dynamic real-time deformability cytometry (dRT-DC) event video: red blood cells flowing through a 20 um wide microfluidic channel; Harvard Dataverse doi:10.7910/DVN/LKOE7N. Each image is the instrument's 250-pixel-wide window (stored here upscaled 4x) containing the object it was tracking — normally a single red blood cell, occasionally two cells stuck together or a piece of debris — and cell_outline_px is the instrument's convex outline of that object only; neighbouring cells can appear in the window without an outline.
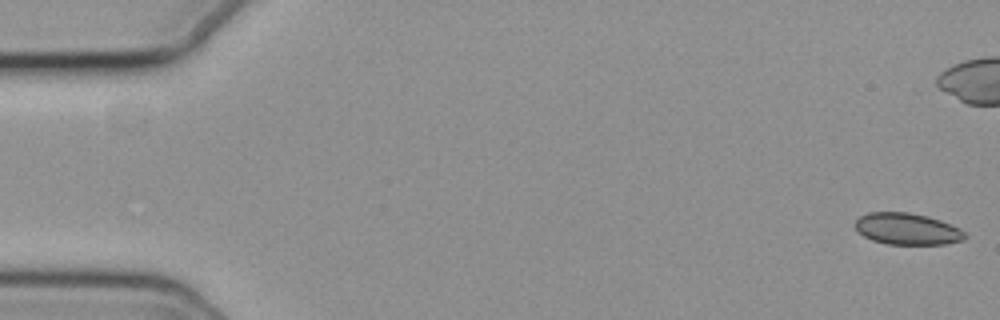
{"species": "common noctule bat (a hibernating species)", "species_latin": "Nyctalus noctula", "temperature_condition": "cold", "stored_images_in_passage": 50, "camera_frame_rate_fps": 3000, "um_per_image_px": 0.085, "animal": {"sex": "female", "body_mass_g": 19.3, "forearm_length_mm": 54.1}, "frame": {"image": 1, "passage_image": 1, "time_ms": 0.0, "image_size_px": [1000, 320], "cell_outline_px": [[968, 236], [964, 240], [944, 244], [888, 244], [872, 240], [864, 236], [856, 228], [856, 220], [860, 216], [868, 212], [908, 212], [928, 216], [940, 220], [960, 228]], "centroid_in_image_um": [77.14, 19.45], "position_along_channel_um": 7.9, "area_um2": 20.17}}
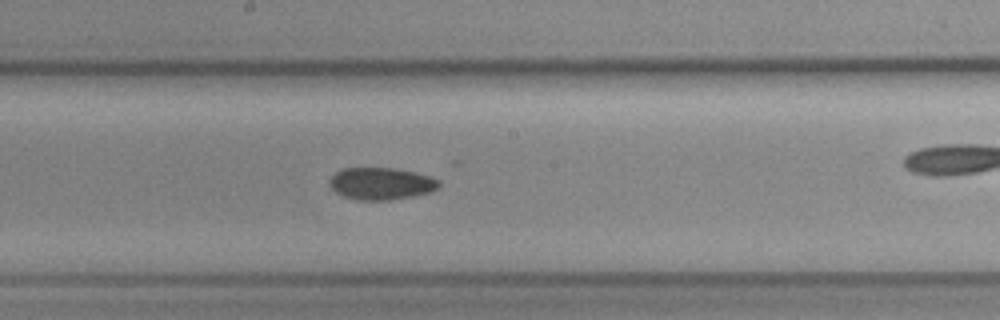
{"frame": {"image": 2, "passage_image": 30, "time_ms": 9.667, "image_size_px": [1000, 320], "cell_outline_px": [[440, 188], [432, 192], [412, 196], [388, 200], [356, 200], [344, 196], [336, 192], [328, 184], [328, 180], [336, 172], [344, 168], [392, 168], [412, 172], [428, 176], [440, 180]], "centroid_in_image_um": [32.4, 15.61], "position_along_channel_um": 215.8, "area_um2": 20.46}}
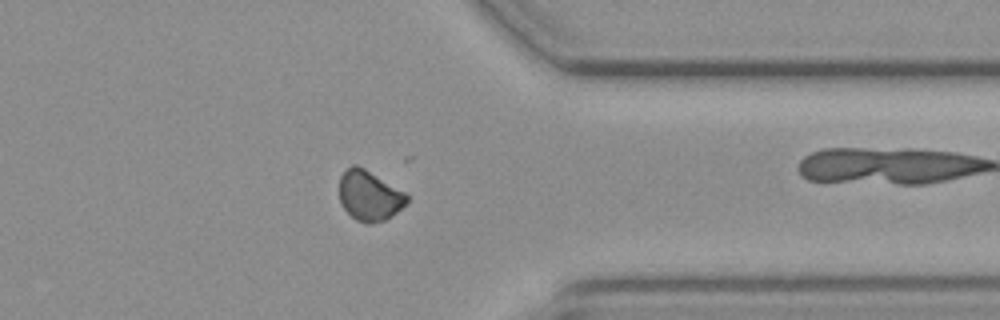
{"frame": {"image": 3, "passage_image": 44, "time_ms": 14.333, "image_size_px": [1000, 320], "cell_outline_px": [[408, 204], [384, 220], [372, 224], [368, 224], [356, 220], [340, 204], [340, 176], [352, 164], [356, 164], [364, 168], [408, 192]], "centroid_in_image_um": [31.43, 16.62], "position_along_channel_um": 380.0, "area_um2": 19.94}}